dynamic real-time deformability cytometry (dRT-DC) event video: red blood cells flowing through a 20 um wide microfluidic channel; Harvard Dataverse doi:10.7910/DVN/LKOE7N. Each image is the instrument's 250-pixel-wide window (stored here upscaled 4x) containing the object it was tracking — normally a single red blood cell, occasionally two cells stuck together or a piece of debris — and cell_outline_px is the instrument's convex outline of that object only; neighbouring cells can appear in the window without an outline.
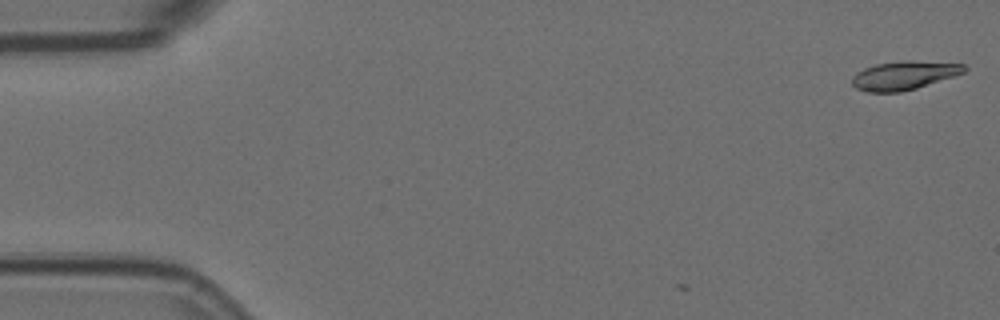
{"species": "Egyptian fruit bat (a non-hibernating species)", "species_latin": "Rousettus aegyptiacus", "temperature_condition": "room temperature", "stored_images_in_passage": 4, "camera_frame_rate_fps": 3000, "um_per_image_px": 0.085, "animal": {"sex": "female"}, "frame": {"image": 1, "passage_image": 1, "time_ms": 0.0, "image_size_px": [1000, 320], "cell_outline_px": [[968, 68], [964, 72], [916, 88], [900, 92], [868, 92], [856, 88], [852, 84], [852, 76], [856, 72], [864, 68], [876, 64], [908, 60], [964, 64]], "centroid_in_image_um": [76.8, 6.41], "position_along_channel_um": 8.2, "area_um2": 18.5}}